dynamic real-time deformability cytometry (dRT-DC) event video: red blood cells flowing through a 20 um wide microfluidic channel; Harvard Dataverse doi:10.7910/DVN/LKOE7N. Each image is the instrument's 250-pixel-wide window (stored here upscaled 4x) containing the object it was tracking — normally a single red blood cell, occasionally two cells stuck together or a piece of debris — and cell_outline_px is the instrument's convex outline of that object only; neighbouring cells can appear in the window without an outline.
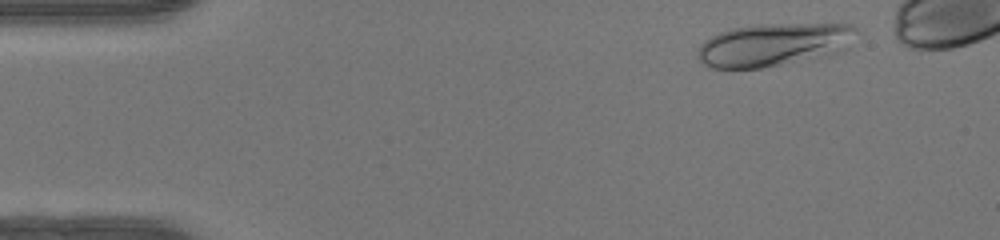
{"species": "human", "species_latin": "Homo sapiens", "temperature_condition": "warm", "stored_images_in_passage": 43, "camera_frame_rate_fps": 3000, "um_per_image_px": 0.085, "donor": {"sex": "female"}, "frame": {"image": 1, "passage_image": 4, "time_ms": 1.0, "image_size_px": [1000, 240], "cell_outline_px": [[860, 32], [848, 48], [844, 52], [828, 56], [760, 68], [712, 68], [704, 64], [696, 56], [696, 52], [700, 44], [704, 40], [720, 32], [732, 28], [760, 24], [852, 24]], "centroid_in_image_um": [65.83, 3.79], "position_along_channel_um": 19.2, "area_um2": 40.29}}
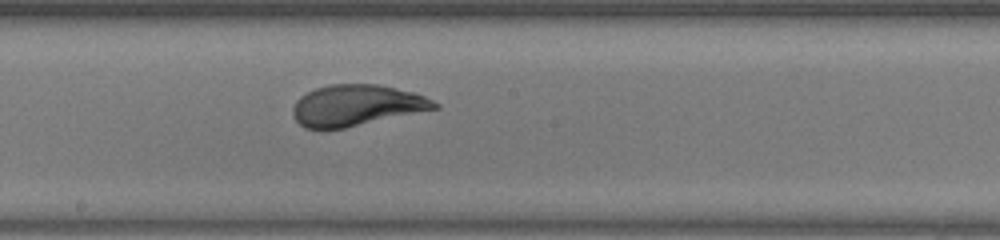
{"frame": {"image": 2, "passage_image": 25, "time_ms": 8.0, "image_size_px": [1000, 240], "cell_outline_px": [[440, 108], [344, 128], [320, 132], [304, 128], [292, 116], [292, 108], [296, 100], [300, 96], [316, 88], [328, 84], [376, 84], [416, 92], [440, 104]], "centroid_in_image_um": [30.26, 8.98], "position_along_channel_um": 217.9, "area_um2": 34.51}}
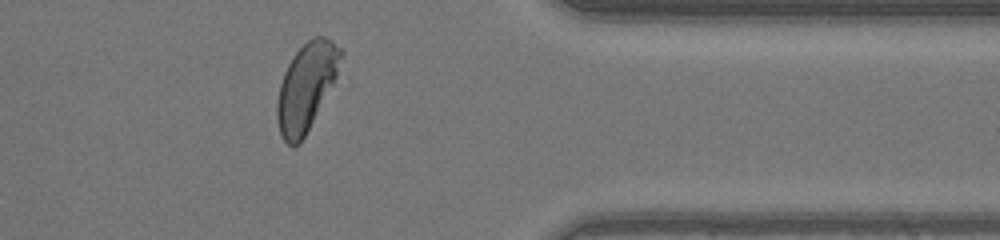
{"frame": {"image": 3, "passage_image": 38, "time_ms": 12.333, "image_size_px": [1000, 240], "cell_outline_px": [[344, 52], [336, 76], [332, 84], [300, 144], [292, 148], [280, 136], [276, 120], [276, 104], [280, 84], [284, 72], [288, 64], [296, 52], [308, 40], [316, 36], [324, 36], [332, 40]], "centroid_in_image_um": [26.0, 7.4], "position_along_channel_um": 385.4, "area_um2": 32.08}, "authors_computed_cell_mechanics": {"area_um2": 34.2754, "velocity_mm_per_s": 4.2154, "shape_relaxation_time_tau1_ms": 3.1406, "shape_relaxation_time_tau2_ms": null, "deformation_change_tau1": 0.1645, "deformation_change_tau2": null}}